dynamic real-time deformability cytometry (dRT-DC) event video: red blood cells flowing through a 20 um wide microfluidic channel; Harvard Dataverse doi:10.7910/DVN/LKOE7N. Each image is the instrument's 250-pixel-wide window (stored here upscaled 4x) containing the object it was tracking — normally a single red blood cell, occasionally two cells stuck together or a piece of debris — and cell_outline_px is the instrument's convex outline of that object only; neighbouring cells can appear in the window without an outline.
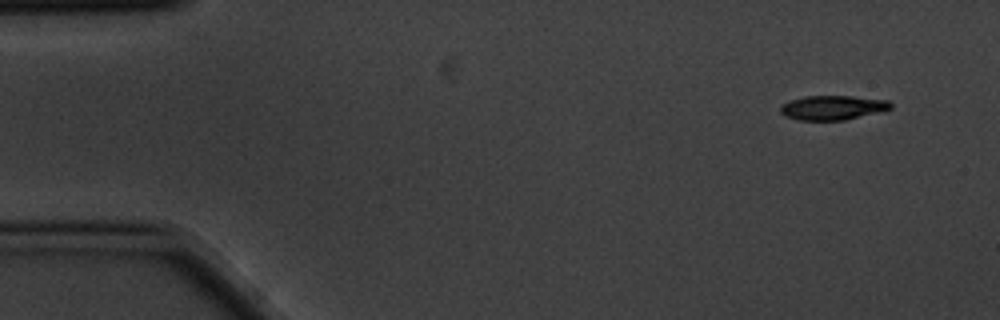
{"species": "common noctule bat (a hibernating species)", "species_latin": "Nyctalus noctula", "temperature_condition": "cold", "stored_images_in_passage": 5, "camera_frame_rate_fps": 3000, "um_per_image_px": 0.085, "animal": {"sex": "male", "body_mass_g": 20.1, "forearm_length_mm": 53.5}, "frame": {"image": 1, "passage_image": 1, "time_ms": 0.0, "image_size_px": [1000, 320], "cell_outline_px": [[892, 108], [884, 112], [844, 120], [800, 120], [784, 116], [780, 112], [780, 104], [788, 100], [804, 96], [852, 96], [888, 100], [892, 104]], "centroid_in_image_um": [70.78, 9.15], "position_along_channel_um": 14.2, "area_um2": 16.01}}